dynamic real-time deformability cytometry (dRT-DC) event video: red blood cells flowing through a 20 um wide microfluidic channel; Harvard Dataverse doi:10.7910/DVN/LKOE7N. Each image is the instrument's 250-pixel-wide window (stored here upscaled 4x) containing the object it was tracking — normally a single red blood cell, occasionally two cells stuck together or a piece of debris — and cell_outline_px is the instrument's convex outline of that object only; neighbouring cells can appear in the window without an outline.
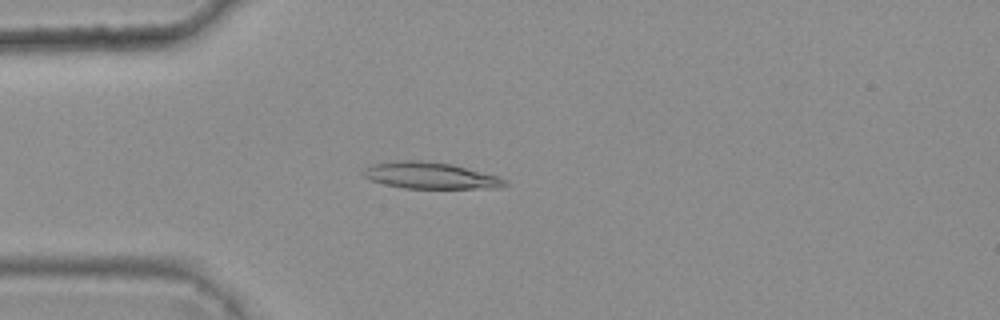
{"species": "common noctule bat (a hibernating species)", "species_latin": "Nyctalus noctula", "temperature_condition": "warm", "stored_images_in_passage": 4, "camera_frame_rate_fps": 3000, "um_per_image_px": 0.085, "animal": {"sex": "female", "body_mass_g": 25.1}, "frame": {"image": 1, "passage_image": 3, "time_ms": 0.667, "image_size_px": [1000, 320], "cell_outline_px": [[508, 184], [500, 188], [404, 188], [384, 184], [372, 180], [364, 176], [364, 168], [372, 164], [396, 160], [420, 160], [452, 164], [500, 176]], "centroid_in_image_um": [36.6, 14.91], "position_along_channel_um": 48.4, "area_um2": 21.85}}